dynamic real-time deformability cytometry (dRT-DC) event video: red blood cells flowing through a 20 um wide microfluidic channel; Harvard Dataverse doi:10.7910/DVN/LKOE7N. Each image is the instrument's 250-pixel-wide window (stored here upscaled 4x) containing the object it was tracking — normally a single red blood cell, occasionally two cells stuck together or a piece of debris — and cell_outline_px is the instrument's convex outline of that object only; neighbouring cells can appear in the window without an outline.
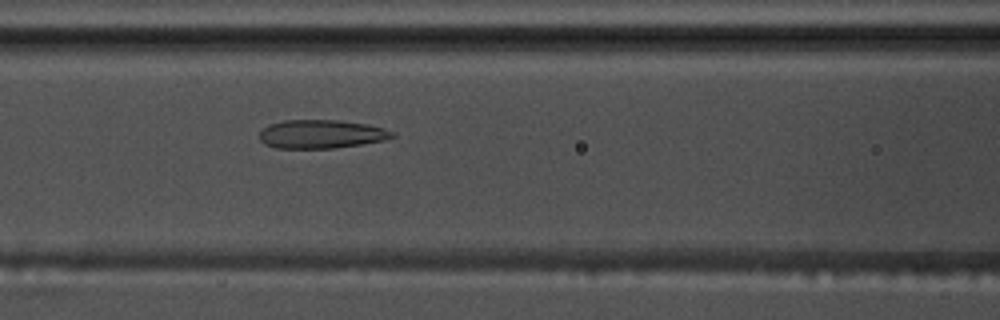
{"species": "common noctule bat (a hibernating species)", "species_latin": "Nyctalus noctula", "temperature_condition": "warm", "stored_images_in_passage": 52, "camera_frame_rate_fps": 3000, "um_per_image_px": 0.085, "animal": {"sex": "male", "body_mass_g": 17.5, "forearm_length_mm": 52.3}, "frame": {"image": 1, "passage_image": 21, "time_ms": 6.667, "image_size_px": [1000, 320], "cell_outline_px": [[396, 136], [384, 140], [360, 144], [332, 148], [276, 148], [264, 144], [260, 140], [260, 132], [268, 124], [284, 120], [336, 120], [368, 124], [384, 128], [392, 132]], "centroid_in_image_um": [27.28, 11.39], "position_along_channel_um": 139.3, "area_um2": 22.02}}
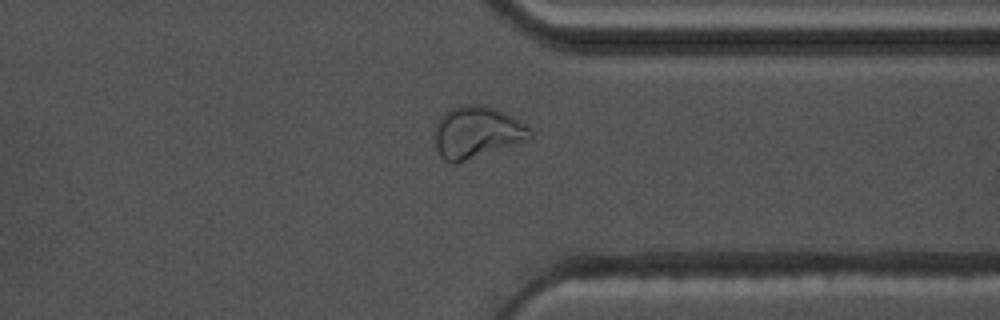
{"frame": {"image": 2, "passage_image": 40, "time_ms": 13.0, "image_size_px": [1000, 320], "cell_outline_px": [[536, 136], [532, 140], [456, 164], [452, 164], [444, 160], [440, 156], [436, 148], [436, 124], [440, 116], [448, 108], [460, 104], [484, 104], [504, 112], [512, 116], [532, 128]], "centroid_in_image_um": [40.59, 11.25], "position_along_channel_um": 370.8, "area_um2": 29.71}}
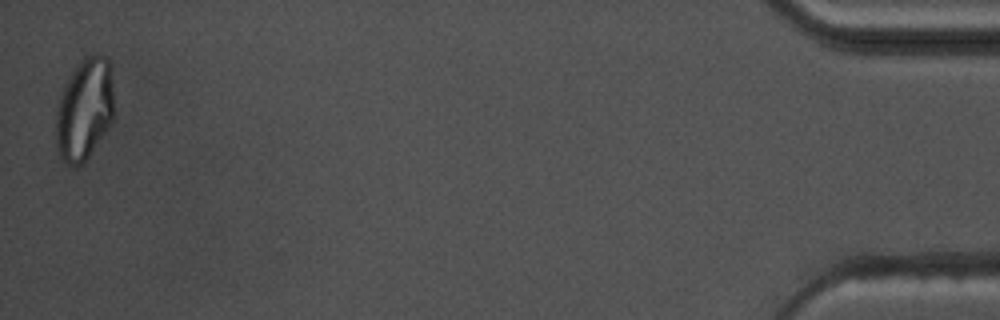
{"frame": {"image": 3, "passage_image": 52, "time_ms": 17.0, "image_size_px": [1000, 320], "cell_outline_px": [[112, 120], [108, 128], [88, 156], [76, 168], [68, 164], [56, 152], [56, 112], [60, 96], [64, 84], [72, 72], [88, 56], [100, 52], [108, 60], [112, 84]], "centroid_in_image_um": [7.15, 9.32], "position_along_channel_um": 428.1, "area_um2": 33.93}, "authors_computed_cell_mechanics": {"area_um2": 24.9118, "velocity_mm_per_s": 3.679, "shape_relaxation_time_tau1_ms": null, "shape_relaxation_time_tau2_ms": 1.59, "deformation_change_tau1": null, "deformation_change_tau2": 0.0896}}